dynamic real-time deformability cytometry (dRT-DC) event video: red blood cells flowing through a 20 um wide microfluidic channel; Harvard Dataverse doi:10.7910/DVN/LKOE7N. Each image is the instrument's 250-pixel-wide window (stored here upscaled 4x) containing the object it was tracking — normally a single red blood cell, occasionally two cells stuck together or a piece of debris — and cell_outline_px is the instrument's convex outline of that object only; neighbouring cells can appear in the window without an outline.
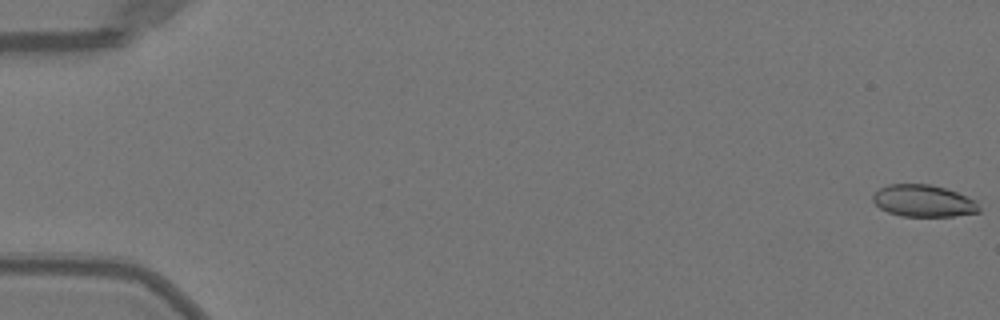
{"species": "Egyptian fruit bat (a non-hibernating species)", "species_latin": "Rousettus aegyptiacus", "temperature_condition": "warm", "stored_images_in_passage": 51, "camera_frame_rate_fps": 3000, "um_per_image_px": 0.085, "animal": {"sex": "female"}, "frame": {"image": 1, "passage_image": 1, "time_ms": 0.0, "image_size_px": [1000, 320], "cell_outline_px": [[980, 212], [952, 216], [900, 216], [888, 212], [880, 208], [872, 200], [872, 196], [880, 188], [888, 184], [932, 184], [956, 192], [976, 200], [980, 208]], "centroid_in_image_um": [78.49, 17.07], "position_along_channel_um": 6.5, "area_um2": 19.77}}
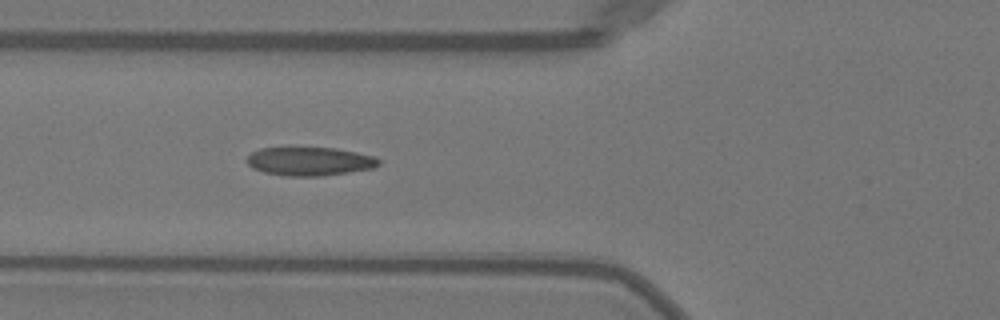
{"frame": {"image": 2, "passage_image": 20, "time_ms": 6.333, "image_size_px": [1000, 320], "cell_outline_px": [[380, 164], [372, 168], [324, 176], [288, 176], [264, 172], [252, 168], [248, 164], [248, 156], [252, 152], [260, 148], [336, 148], [376, 156], [380, 160]], "centroid_in_image_um": [26.35, 13.71], "position_along_channel_um": 99.5, "area_um2": 21.85}}
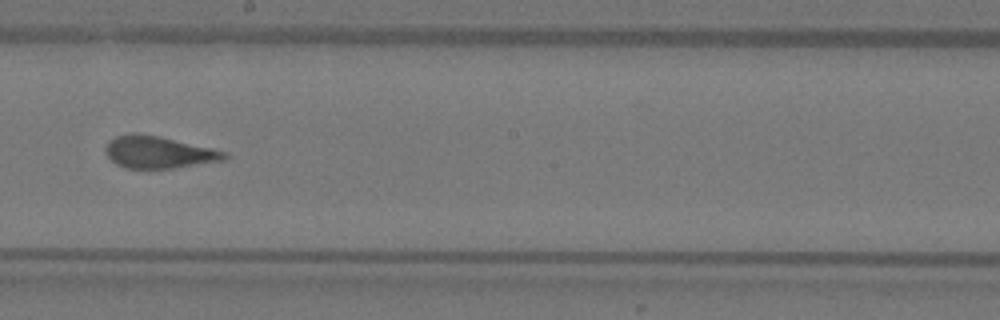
{"frame": {"image": 3, "passage_image": 30, "time_ms": 9.667, "image_size_px": [1000, 320], "cell_outline_px": [[228, 156], [224, 160], [172, 168], [124, 168], [116, 164], [108, 156], [104, 148], [108, 140], [116, 136], [132, 132], [136, 132], [160, 136], [212, 148], [228, 152]], "centroid_in_image_um": [13.45, 12.92], "position_along_channel_um": 234.7, "area_um2": 22.31}, "authors_computed_cell_mechanics": {"area_um2": 22.1374, "velocity_mm_per_s": 4.043, "shape_relaxation_time_tau1_ms": 3.6345, "shape_relaxation_time_tau2_ms": 1.5222, "deformation_change_tau1": 0.1175, "deformation_change_tau2": 0.1058}}